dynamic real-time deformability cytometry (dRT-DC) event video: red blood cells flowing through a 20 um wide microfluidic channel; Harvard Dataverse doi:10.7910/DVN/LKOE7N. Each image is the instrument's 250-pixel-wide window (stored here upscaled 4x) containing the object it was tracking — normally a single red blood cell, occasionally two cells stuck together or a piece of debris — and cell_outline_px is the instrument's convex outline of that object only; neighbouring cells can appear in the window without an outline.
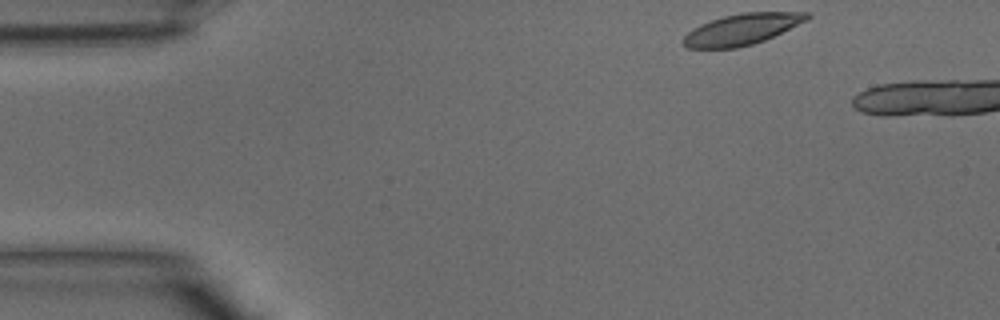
{"species": "common noctule bat (a hibernating species)", "species_latin": "Nyctalus noctula", "temperature_condition": "warm", "stored_images_in_passage": 5, "camera_frame_rate_fps": 3000, "um_per_image_px": 0.085, "animal": {"sex": "male", "body_mass_g": 15.6}, "frame": {"image": 1, "passage_image": 1, "time_ms": 0.0, "image_size_px": [1000, 320], "cell_outline_px": [[812, 16], [808, 20], [764, 40], [752, 44], [736, 48], [688, 48], [684, 44], [684, 36], [692, 28], [700, 24], [724, 16], [740, 12], [808, 12]], "centroid_in_image_um": [63.08, 2.48], "position_along_channel_um": 21.9, "area_um2": 22.25}}